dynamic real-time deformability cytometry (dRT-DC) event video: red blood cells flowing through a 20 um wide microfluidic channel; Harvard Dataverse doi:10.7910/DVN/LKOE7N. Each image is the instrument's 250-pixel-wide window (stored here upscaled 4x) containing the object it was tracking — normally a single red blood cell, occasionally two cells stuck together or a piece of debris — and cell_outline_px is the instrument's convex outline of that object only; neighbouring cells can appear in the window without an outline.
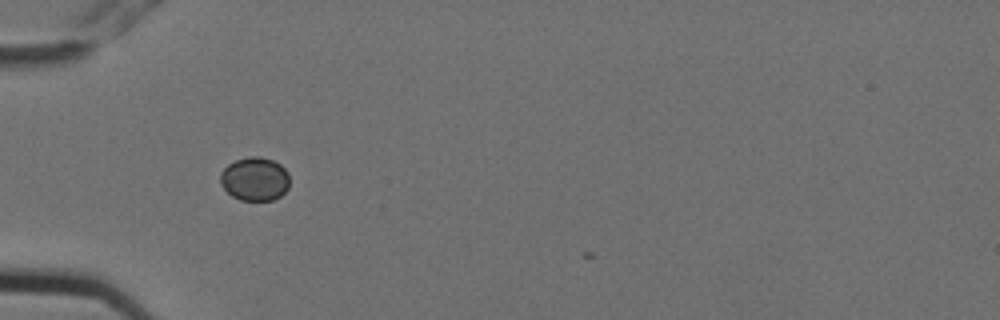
{"species": "Egyptian fruit bat (a non-hibernating species)", "species_latin": "Rousettus aegyptiacus", "temperature_condition": "cold", "stored_images_in_passage": 5, "camera_frame_rate_fps": 3000, "um_per_image_px": 0.085, "animal": {"sex": "female"}, "frame": {"image": 1, "passage_image": 1, "time_ms": 0.0, "image_size_px": [1000, 320], "cell_outline_px": [[288, 188], [280, 196], [272, 200], [240, 200], [232, 196], [220, 184], [220, 172], [228, 164], [236, 160], [248, 156], [260, 156], [272, 160], [280, 164], [288, 172]], "centroid_in_image_um": [21.64, 15.2], "position_along_channel_um": 63.4, "area_um2": 17.63}}
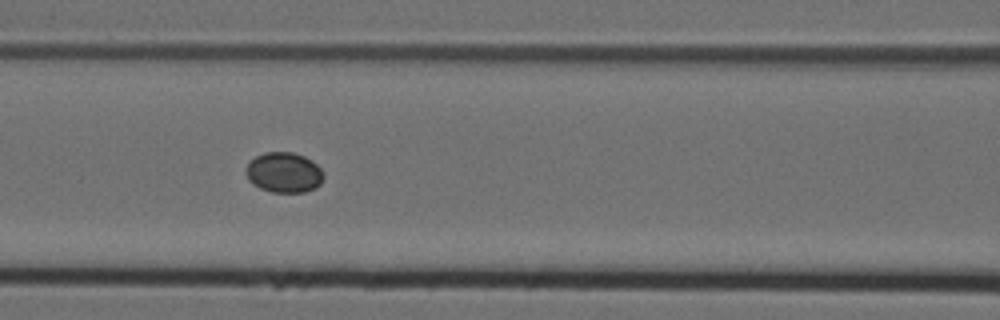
{"frame": {"image": 2, "passage_image": 3, "time_ms": 0.667, "image_size_px": [1000, 320], "cell_outline_px": [[324, 176], [320, 184], [316, 188], [304, 192], [272, 192], [260, 188], [252, 184], [248, 180], [244, 172], [244, 168], [256, 156], [264, 152], [292, 152], [304, 156], [312, 160], [324, 172]], "centroid_in_image_um": [24.12, 14.66], "position_along_channel_um": 142.5, "area_um2": 18.44}}
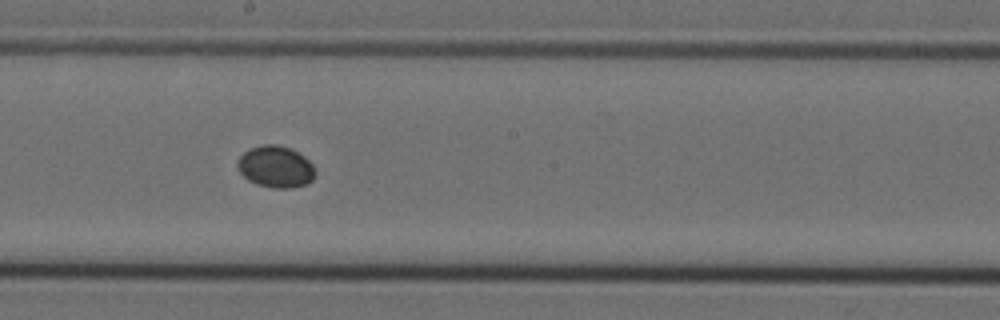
{"frame": {"image": 3, "passage_image": 5, "time_ms": 1.333, "image_size_px": [1000, 320], "cell_outline_px": [[316, 176], [308, 184], [292, 188], [272, 188], [256, 184], [248, 180], [240, 172], [236, 164], [240, 156], [244, 152], [252, 148], [264, 144], [276, 144], [292, 148], [304, 156], [312, 164], [316, 172]], "centroid_in_image_um": [23.46, 14.18], "position_along_channel_um": 224.7, "area_um2": 19.07}}